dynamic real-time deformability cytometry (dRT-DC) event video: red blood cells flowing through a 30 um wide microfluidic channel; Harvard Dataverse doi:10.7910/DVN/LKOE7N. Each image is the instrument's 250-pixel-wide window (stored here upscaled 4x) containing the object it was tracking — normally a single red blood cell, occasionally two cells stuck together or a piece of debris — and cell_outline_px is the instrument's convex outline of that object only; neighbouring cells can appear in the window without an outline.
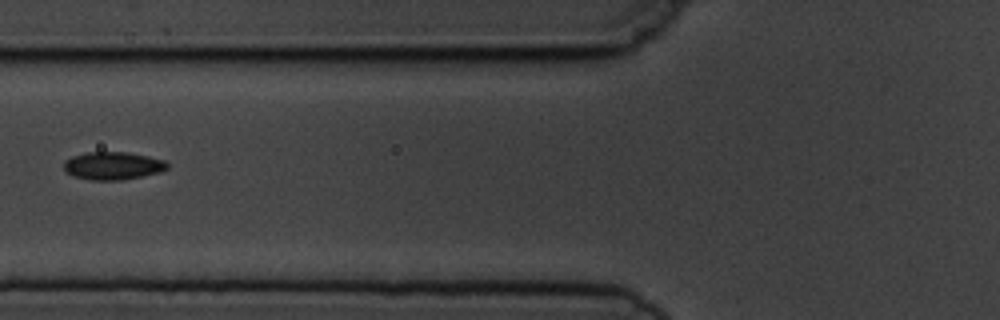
{"species": "common noctule bat (a hibernating species)", "species_latin": "Nyctalus noctula", "temperature_condition": "cold", "stored_images_in_passage": 3, "camera_frame_rate_fps": 3000, "um_per_image_px": 0.085, "animal": {"sex": "male", "body_mass_g": 19.5, "forearm_length_mm": 54.6}, "frame": {"image": 1, "passage_image": 3, "time_ms": 2.333, "image_size_px": [1000, 320], "cell_outline_px": [[168, 168], [160, 172], [120, 180], [92, 180], [72, 176], [64, 168], [64, 160], [72, 156], [88, 152], [128, 152], [148, 156], [164, 160], [168, 164]], "centroid_in_image_um": [9.58, 14.08], "position_along_channel_um": 116.2, "area_um2": 16.7}}